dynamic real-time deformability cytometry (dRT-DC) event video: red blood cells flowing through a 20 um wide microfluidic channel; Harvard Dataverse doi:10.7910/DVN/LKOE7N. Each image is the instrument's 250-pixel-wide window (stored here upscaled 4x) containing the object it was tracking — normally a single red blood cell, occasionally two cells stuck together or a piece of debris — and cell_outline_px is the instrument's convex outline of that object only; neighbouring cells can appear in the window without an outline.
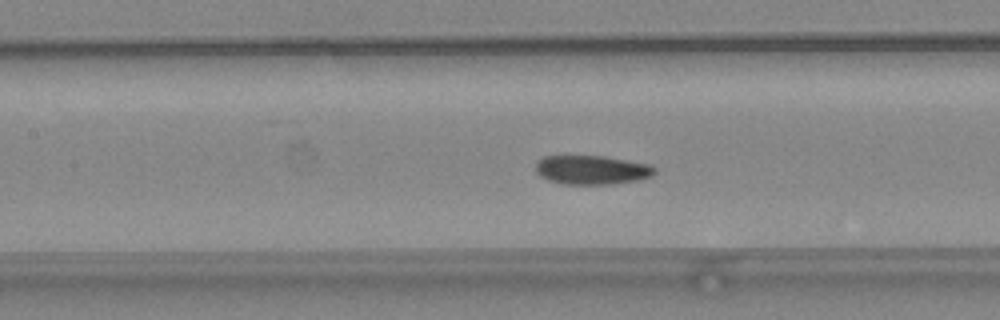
{"species": "common noctule bat (a hibernating species)", "species_latin": "Nyctalus noctula", "temperature_condition": "warm", "stored_images_in_passage": 42, "camera_frame_rate_fps": 3000, "um_per_image_px": 0.085, "animal": {"sex": "female", "body_mass_g": 24.6, "forearm_length_mm": 56.2}, "frame": {"image": 1, "passage_image": 16, "time_ms": 5.0, "image_size_px": [1000, 320], "cell_outline_px": [[656, 172], [652, 176], [640, 180], [612, 184], [560, 184], [548, 180], [540, 176], [536, 172], [536, 160], [544, 156], [604, 156], [648, 164], [656, 168]], "centroid_in_image_um": [50.29, 14.45], "position_along_channel_um": 157.1, "area_um2": 20.29}}
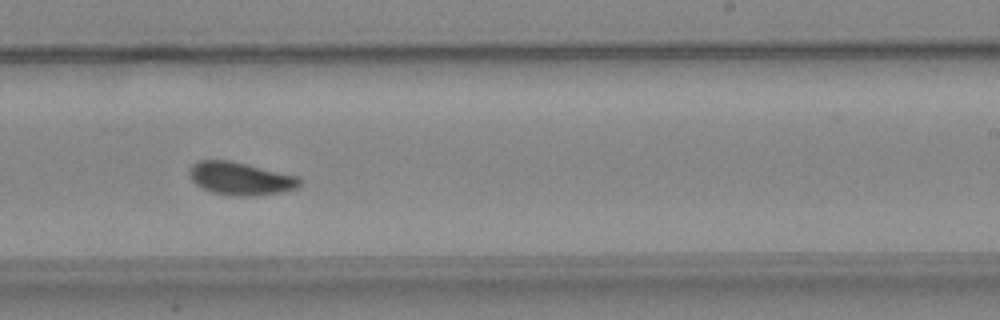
{"frame": {"image": 2, "passage_image": 24, "time_ms": 7.667, "image_size_px": [1000, 320], "cell_outline_px": [[300, 184], [296, 188], [284, 192], [252, 196], [236, 196], [212, 192], [196, 184], [192, 180], [188, 172], [192, 164], [200, 160], [228, 160], [300, 176]], "centroid_in_image_um": [20.46, 15.18], "position_along_channel_um": 268.5, "area_um2": 21.1}}
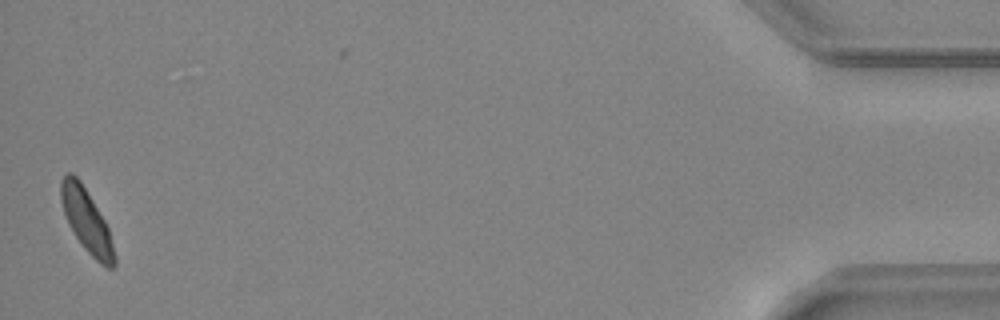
{"frame": {"image": 3, "passage_image": 42, "time_ms": 13.667, "image_size_px": [1000, 320], "cell_outline_px": [[116, 264], [112, 268], [108, 268], [100, 264], [84, 248], [68, 224], [60, 200], [60, 180], [68, 172], [72, 172], [80, 180], [104, 220], [108, 228], [116, 256]], "centroid_in_image_um": [7.35, 18.76], "position_along_channel_um": 427.9, "area_um2": 19.48}, "authors_computed_cell_mechanics": {"area_um2": 20.3745, "velocity_mm_per_s": 4.1926, "shape_relaxation_time_tau1_ms": 3.3179, "shape_relaxation_time_tau2_ms": 1.3427, "deformation_change_tau1": 0.1282, "deformation_change_tau2": 0.0671}}